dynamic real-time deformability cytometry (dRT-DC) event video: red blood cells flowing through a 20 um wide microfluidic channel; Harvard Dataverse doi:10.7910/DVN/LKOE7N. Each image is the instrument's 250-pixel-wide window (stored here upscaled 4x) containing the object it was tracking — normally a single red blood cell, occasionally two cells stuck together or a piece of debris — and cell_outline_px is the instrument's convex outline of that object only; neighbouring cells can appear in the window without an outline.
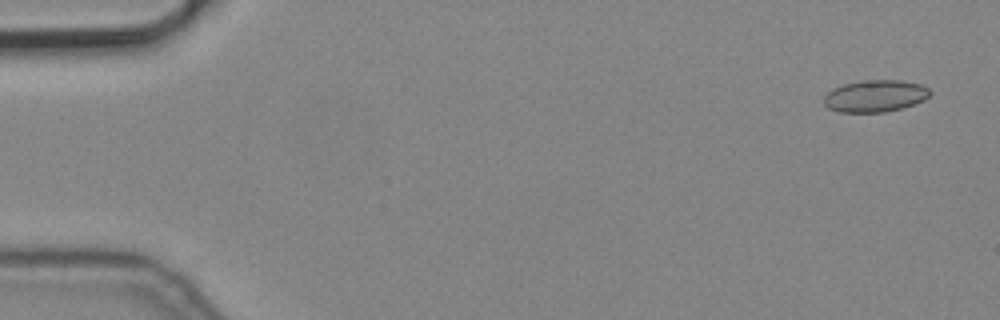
{"species": "common noctule bat (a hibernating species)", "species_latin": "Nyctalus noctula", "temperature_condition": "cold", "stored_images_in_passage": 4, "camera_frame_rate_fps": 3000, "um_per_image_px": 0.085, "animal": {"sex": "male", "body_mass_g": 19.2, "forearm_length_mm": 51.8}, "frame": {"image": 1, "passage_image": 1, "time_ms": 0.0, "image_size_px": [1000, 320], "cell_outline_px": [[932, 92], [924, 100], [900, 108], [884, 112], [840, 112], [828, 108], [824, 104], [824, 96], [832, 88], [844, 84], [864, 80], [900, 80], [920, 84], [928, 88]], "centroid_in_image_um": [74.37, 8.15], "position_along_channel_um": 10.6, "area_um2": 19.65}}